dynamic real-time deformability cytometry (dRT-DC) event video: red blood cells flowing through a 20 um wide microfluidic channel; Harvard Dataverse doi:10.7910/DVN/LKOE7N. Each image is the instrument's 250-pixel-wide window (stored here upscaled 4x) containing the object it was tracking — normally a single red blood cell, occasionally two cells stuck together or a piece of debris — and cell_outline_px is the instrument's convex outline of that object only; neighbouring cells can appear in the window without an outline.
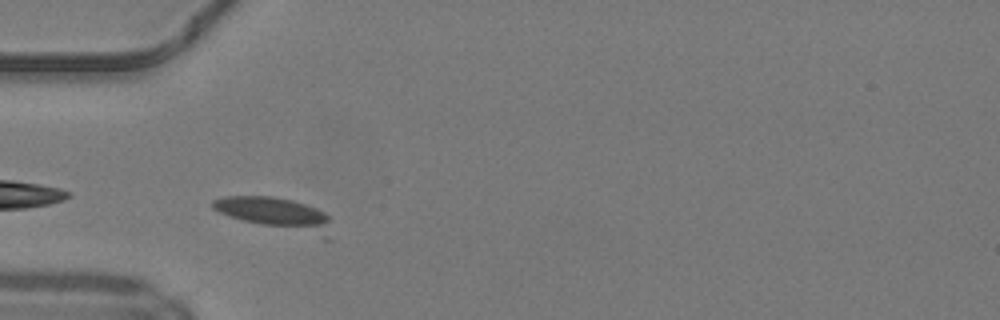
{"species": "common noctule bat (a hibernating species)", "species_latin": "Nyctalus noctula", "temperature_condition": "warm", "stored_images_in_passage": 5, "camera_frame_rate_fps": 3000, "um_per_image_px": 0.085, "animal": {"sex": "male", "body_mass_g": 19.2, "forearm_length_mm": 51.8}, "frame": {"image": 1, "passage_image": 1, "time_ms": 0.0, "image_size_px": [1000, 320], "cell_outline_px": [[332, 240], [320, 240], [244, 220], [220, 212], [212, 208], [212, 200], [224, 196], [272, 196], [292, 200], [316, 208], [324, 212], [328, 216]], "centroid_in_image_um": [23.57, 18.23], "position_along_channel_um": 61.4, "area_um2": 22.66}}